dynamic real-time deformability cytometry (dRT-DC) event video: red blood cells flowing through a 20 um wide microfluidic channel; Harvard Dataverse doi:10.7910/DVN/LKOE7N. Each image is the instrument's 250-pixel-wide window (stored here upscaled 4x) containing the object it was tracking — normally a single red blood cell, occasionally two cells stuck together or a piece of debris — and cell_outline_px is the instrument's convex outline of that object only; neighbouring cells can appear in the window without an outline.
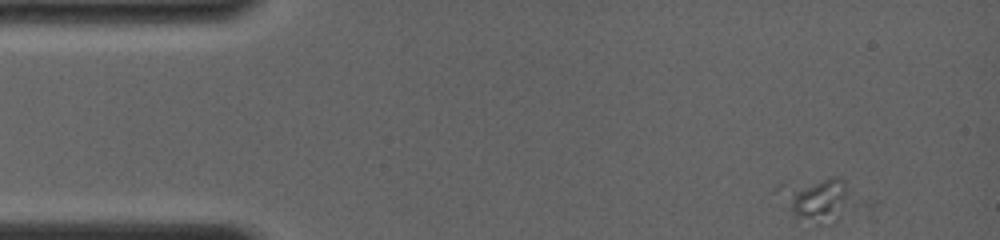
{"species": "common noctule bat (a hibernating species)", "species_latin": "Nyctalus noctula", "temperature_condition": "room temperature", "stored_images_in_passage": 3, "camera_frame_rate_fps": 4000, "um_per_image_px": 0.085, "animal": {"sex": "female", "body_mass_g": 19.0, "forearm_length_mm": 56.7}, "frame": {"image": 1, "passage_image": 1, "time_ms": 0.0, "image_size_px": [1000, 240], "cell_outline_px": [[848, 192], [836, 224], [816, 224], [796, 220], [768, 192], [776, 184], [784, 180], [832, 176], [840, 176], [844, 180]], "centroid_in_image_um": [69.04, 16.87], "position_along_channel_um": 16.0, "area_um2": 20.35}}